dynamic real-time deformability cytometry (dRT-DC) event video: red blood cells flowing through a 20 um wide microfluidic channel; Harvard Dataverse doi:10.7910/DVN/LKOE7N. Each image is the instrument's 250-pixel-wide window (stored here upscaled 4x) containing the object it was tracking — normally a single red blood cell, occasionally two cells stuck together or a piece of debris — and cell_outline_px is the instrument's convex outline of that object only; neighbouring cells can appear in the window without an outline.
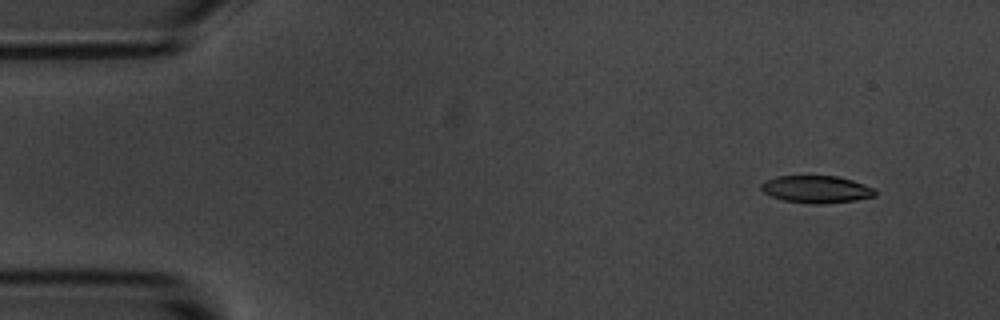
{"species": "common noctule bat (a hibernating species)", "species_latin": "Nyctalus noctula", "temperature_condition": "room temperature", "stored_images_in_passage": 4, "camera_frame_rate_fps": 3000, "um_per_image_px": 0.085, "animal": {"sex": "male", "body_mass_g": 20.1, "forearm_length_mm": 53.5}, "frame": {"image": 1, "passage_image": 2, "time_ms": 1.333, "image_size_px": [1000, 320], "cell_outline_px": [[876, 196], [856, 200], [820, 204], [812, 204], [784, 200], [772, 196], [764, 192], [760, 188], [760, 184], [764, 180], [776, 176], [840, 176], [876, 188]], "centroid_in_image_um": [69.41, 16.08], "position_along_channel_um": 15.6, "area_um2": 18.26}}
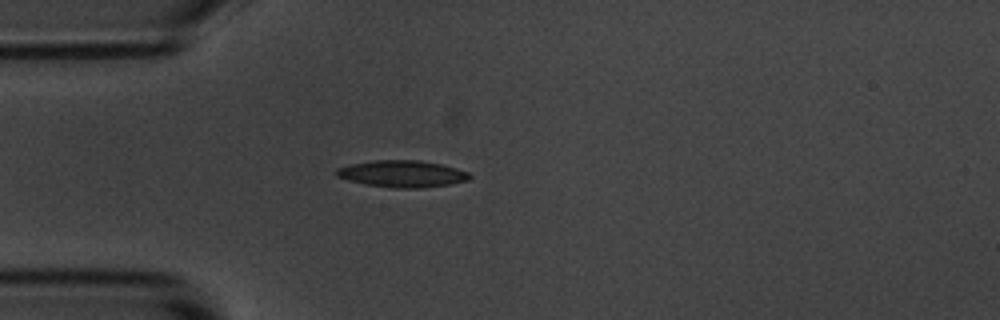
{"frame": {"image": 2, "passage_image": 4, "time_ms": 4.667, "image_size_px": [1000, 320], "cell_outline_px": [[472, 176], [468, 180], [448, 184], [424, 188], [396, 188], [368, 184], [336, 176], [336, 168], [352, 164], [376, 160], [420, 160], [440, 164], [456, 168], [468, 172]], "centroid_in_image_um": [34.23, 14.77], "position_along_channel_um": 50.8, "area_um2": 20.46}}